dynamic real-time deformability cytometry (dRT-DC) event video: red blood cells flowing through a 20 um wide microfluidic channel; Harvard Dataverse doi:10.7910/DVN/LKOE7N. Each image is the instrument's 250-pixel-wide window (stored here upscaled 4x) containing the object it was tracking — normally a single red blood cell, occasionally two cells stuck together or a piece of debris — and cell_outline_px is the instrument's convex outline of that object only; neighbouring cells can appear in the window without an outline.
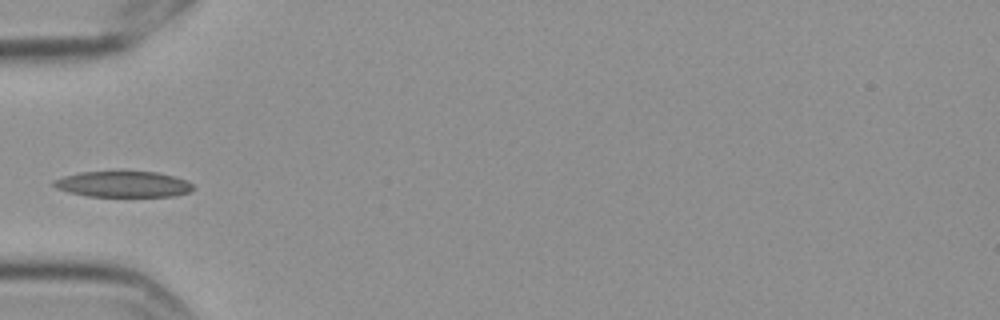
{"species": "Egyptian fruit bat (a non-hibernating species)", "species_latin": "Rousettus aegyptiacus", "temperature_condition": "cold", "stored_images_in_passage": 5, "camera_frame_rate_fps": 3000, "um_per_image_px": 0.085, "frame": {"image": 1, "passage_image": 5, "time_ms": 1.333, "image_size_px": [1000, 320], "cell_outline_px": [[192, 188], [188, 192], [176, 196], [88, 196], [68, 192], [56, 188], [52, 184], [52, 180], [64, 176], [80, 172], [120, 168], [156, 172], [176, 176], [188, 180], [192, 184]], "centroid_in_image_um": [10.45, 15.6], "position_along_channel_um": 74.6, "area_um2": 22.08}}